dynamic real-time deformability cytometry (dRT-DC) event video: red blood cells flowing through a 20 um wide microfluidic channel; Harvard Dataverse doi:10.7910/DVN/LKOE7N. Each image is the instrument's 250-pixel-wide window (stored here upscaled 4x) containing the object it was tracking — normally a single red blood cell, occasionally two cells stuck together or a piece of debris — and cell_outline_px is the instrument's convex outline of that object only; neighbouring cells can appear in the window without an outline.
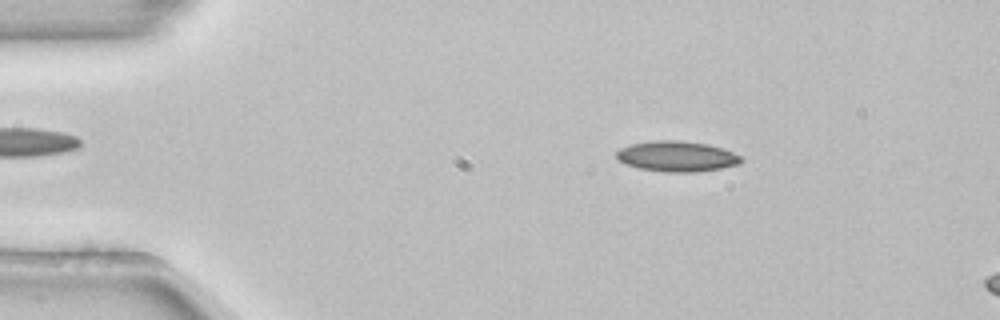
{"species": "common noctule bat (a hibernating species)", "species_latin": "Nyctalus noctula", "temperature_condition": "room temperature", "stored_images_in_passage": 13, "camera_frame_rate_fps": 3000, "um_per_image_px": 0.085, "animal": {"sex": "female", "body_mass_g": 22.7, "forearm_length_mm": 54.2}, "frame": {"image": 1, "passage_image": 8, "time_ms": 2.333, "image_size_px": [1000, 320], "cell_outline_px": [[744, 160], [740, 164], [720, 168], [696, 172], [668, 172], [640, 168], [624, 164], [616, 156], [616, 152], [620, 148], [632, 144], [652, 140], [680, 140], [708, 144], [732, 152], [740, 156]], "centroid_in_image_um": [57.53, 13.28], "position_along_channel_um": 27.5, "area_um2": 22.08}}